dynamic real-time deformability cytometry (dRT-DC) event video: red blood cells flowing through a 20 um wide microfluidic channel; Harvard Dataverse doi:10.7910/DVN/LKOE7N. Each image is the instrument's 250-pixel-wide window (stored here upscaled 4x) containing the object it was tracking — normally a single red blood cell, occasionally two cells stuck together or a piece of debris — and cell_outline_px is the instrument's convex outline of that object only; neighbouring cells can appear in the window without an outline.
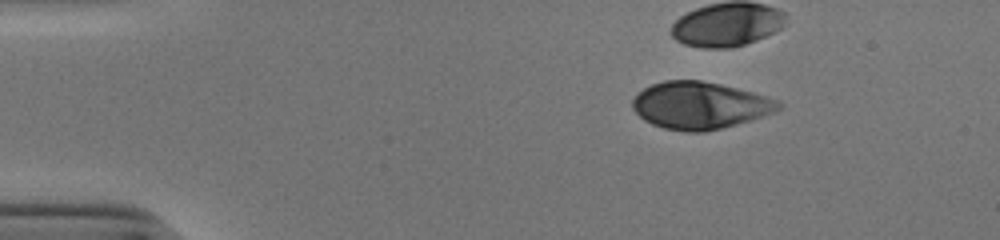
{"species": "human", "species_latin": "Homo sapiens", "temperature_condition": "cold", "stored_images_in_passage": 40, "camera_frame_rate_fps": 3000, "um_per_image_px": 0.085, "donor": {"sex": "male"}, "frame": {"image": 1, "passage_image": 7, "time_ms": 2.0, "image_size_px": [1000, 240], "cell_outline_px": [[784, 104], [776, 112], [752, 120], [704, 132], [688, 132], [664, 128], [652, 124], [644, 120], [632, 108], [632, 100], [636, 92], [652, 84], [664, 80], [700, 80], [720, 84], [752, 92], [776, 100]], "centroid_in_image_um": [59.47, 8.96], "position_along_channel_um": 25.5, "area_um2": 40.11}}